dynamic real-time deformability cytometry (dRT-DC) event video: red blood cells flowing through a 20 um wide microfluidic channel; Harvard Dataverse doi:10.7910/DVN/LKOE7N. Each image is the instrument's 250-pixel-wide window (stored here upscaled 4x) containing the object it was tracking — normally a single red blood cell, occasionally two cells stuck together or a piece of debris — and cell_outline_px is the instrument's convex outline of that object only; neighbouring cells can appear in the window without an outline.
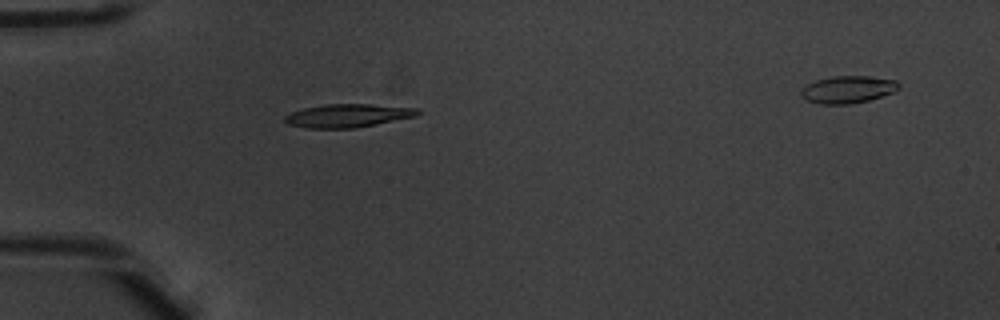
{"species": "common noctule bat (a hibernating species)", "species_latin": "Nyctalus noctula", "temperature_condition": "warm", "stored_images_in_passage": 5, "camera_frame_rate_fps": 3000, "um_per_image_px": 0.085, "animal": {"sex": "male", "body_mass_g": 20.1, "forearm_length_mm": 53.5}, "frame": {"image": 1, "passage_image": 4, "time_ms": 1.0, "image_size_px": [1000, 320], "cell_outline_px": [[420, 112], [416, 116], [376, 124], [352, 128], [304, 128], [288, 124], [284, 120], [284, 116], [292, 112], [304, 108], [324, 104], [372, 104], [420, 108]], "centroid_in_image_um": [29.57, 9.82], "position_along_channel_um": 55.4, "area_um2": 18.03}}